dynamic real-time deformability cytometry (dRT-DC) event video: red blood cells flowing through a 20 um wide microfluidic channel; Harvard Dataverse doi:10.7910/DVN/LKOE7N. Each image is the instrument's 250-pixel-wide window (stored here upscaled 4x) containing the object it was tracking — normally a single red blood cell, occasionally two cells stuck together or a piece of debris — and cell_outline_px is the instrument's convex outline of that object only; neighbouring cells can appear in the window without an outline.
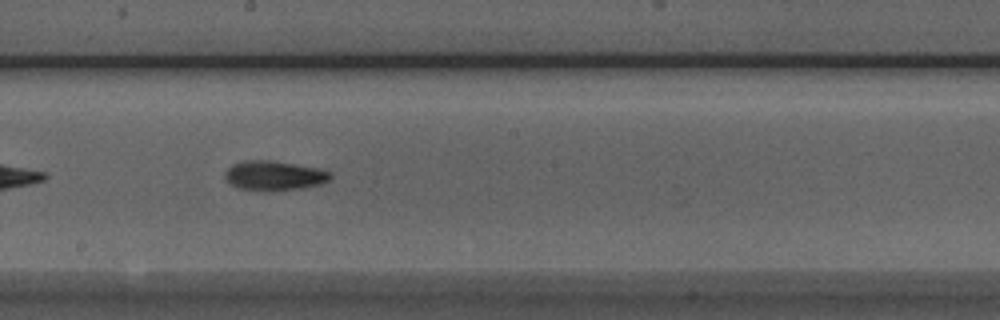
{"species": "Egyptian fruit bat (a non-hibernating species)", "species_latin": "Rousettus aegyptiacus", "temperature_condition": "room temperature", "stored_images_in_passage": 32, "camera_frame_rate_fps": 3000, "um_per_image_px": 0.085, "animal": {"sex": "male"}, "frame": {"image": 1, "passage_image": 14, "time_ms": 4.333, "image_size_px": [1000, 320], "cell_outline_px": [[332, 176], [328, 180], [320, 184], [300, 188], [236, 188], [224, 176], [224, 172], [232, 164], [244, 160], [272, 160], [320, 168], [332, 172]], "centroid_in_image_um": [23.33, 14.86], "position_along_channel_um": 224.9, "area_um2": 17.51}, "authors_computed_cell_mechanics": {"area_um2": 17.3978, "velocity_mm_per_s": 3.9543, "shape_relaxation_time_tau1_ms": 6.109, "shape_relaxation_time_tau2_ms": null, "deformation_change_tau1": 0.2071, "deformation_change_tau2": null}}